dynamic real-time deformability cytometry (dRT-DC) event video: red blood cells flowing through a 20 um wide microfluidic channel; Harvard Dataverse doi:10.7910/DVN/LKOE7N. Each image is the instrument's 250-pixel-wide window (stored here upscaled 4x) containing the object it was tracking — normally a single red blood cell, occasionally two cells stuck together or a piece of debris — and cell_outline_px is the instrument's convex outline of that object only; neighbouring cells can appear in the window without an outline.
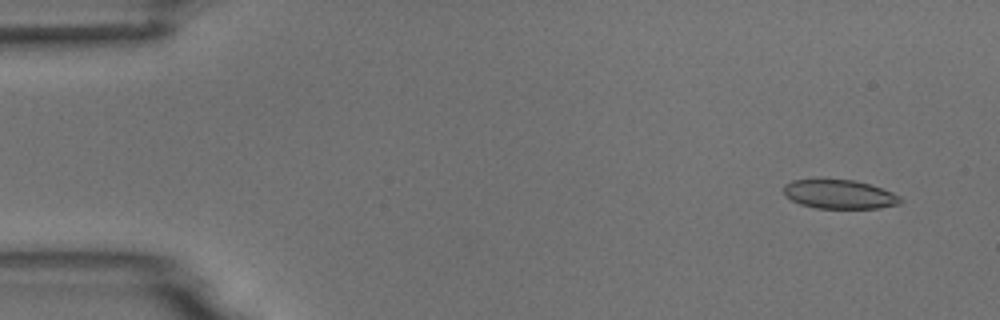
{"species": "common noctule bat (a hibernating species)", "species_latin": "Nyctalus noctula", "temperature_condition": "room temperature", "stored_images_in_passage": 4, "camera_frame_rate_fps": 3000, "um_per_image_px": 0.085, "animal": {"sex": "male", "body_mass_g": 18.8}, "frame": {"image": 1, "passage_image": 1, "time_ms": 0.0, "image_size_px": [1000, 320], "cell_outline_px": [[904, 200], [900, 204], [880, 208], [816, 208], [800, 204], [792, 200], [784, 192], [784, 184], [792, 180], [852, 180], [868, 184], [892, 192], [900, 196]], "centroid_in_image_um": [71.38, 16.53], "position_along_channel_um": 13.6, "area_um2": 19.48}}
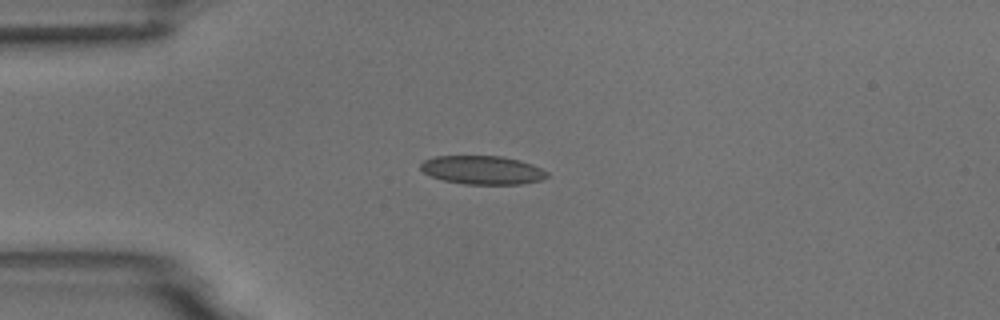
{"frame": {"image": 2, "passage_image": 4, "time_ms": 3.333, "image_size_px": [1000, 320], "cell_outline_px": [[548, 176], [540, 180], [520, 184], [464, 184], [444, 180], [432, 176], [424, 172], [420, 168], [420, 164], [424, 160], [436, 156], [500, 156], [520, 160], [532, 164], [548, 172]], "centroid_in_image_um": [41.01, 14.45], "position_along_channel_um": 44.0, "area_um2": 20.92}}